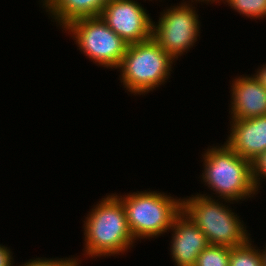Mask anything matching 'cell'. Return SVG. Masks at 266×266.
I'll return each instance as SVG.
<instances>
[{
  "label": "cell",
  "mask_w": 266,
  "mask_h": 266,
  "mask_svg": "<svg viewBox=\"0 0 266 266\" xmlns=\"http://www.w3.org/2000/svg\"><path fill=\"white\" fill-rule=\"evenodd\" d=\"M93 206L83 222L85 242L82 255L86 259L116 257L134 248L137 241L129 230L121 200L111 193Z\"/></svg>",
  "instance_id": "1"
},
{
  "label": "cell",
  "mask_w": 266,
  "mask_h": 266,
  "mask_svg": "<svg viewBox=\"0 0 266 266\" xmlns=\"http://www.w3.org/2000/svg\"><path fill=\"white\" fill-rule=\"evenodd\" d=\"M201 159L204 166L201 181L215 198L238 203L260 192L254 186L251 161L239 156L225 142L208 147Z\"/></svg>",
  "instance_id": "2"
},
{
  "label": "cell",
  "mask_w": 266,
  "mask_h": 266,
  "mask_svg": "<svg viewBox=\"0 0 266 266\" xmlns=\"http://www.w3.org/2000/svg\"><path fill=\"white\" fill-rule=\"evenodd\" d=\"M206 195L207 193L197 192L195 196L182 197V211L206 235L210 245L232 248L245 244L251 238V234L246 230L242 218L229 207L228 203L235 202L213 199L212 194Z\"/></svg>",
  "instance_id": "3"
},
{
  "label": "cell",
  "mask_w": 266,
  "mask_h": 266,
  "mask_svg": "<svg viewBox=\"0 0 266 266\" xmlns=\"http://www.w3.org/2000/svg\"><path fill=\"white\" fill-rule=\"evenodd\" d=\"M125 209L127 224L135 241L163 236L182 212V198L159 191L116 194Z\"/></svg>",
  "instance_id": "4"
},
{
  "label": "cell",
  "mask_w": 266,
  "mask_h": 266,
  "mask_svg": "<svg viewBox=\"0 0 266 266\" xmlns=\"http://www.w3.org/2000/svg\"><path fill=\"white\" fill-rule=\"evenodd\" d=\"M176 61L150 39L129 44L120 66V82L130 94L145 95L165 84Z\"/></svg>",
  "instance_id": "5"
},
{
  "label": "cell",
  "mask_w": 266,
  "mask_h": 266,
  "mask_svg": "<svg viewBox=\"0 0 266 266\" xmlns=\"http://www.w3.org/2000/svg\"><path fill=\"white\" fill-rule=\"evenodd\" d=\"M62 29L91 62L107 69L120 66L129 45L100 16L73 20Z\"/></svg>",
  "instance_id": "6"
},
{
  "label": "cell",
  "mask_w": 266,
  "mask_h": 266,
  "mask_svg": "<svg viewBox=\"0 0 266 266\" xmlns=\"http://www.w3.org/2000/svg\"><path fill=\"white\" fill-rule=\"evenodd\" d=\"M178 4L160 12L158 22L152 21V38L175 61L195 46L201 31L196 7L189 2Z\"/></svg>",
  "instance_id": "7"
},
{
  "label": "cell",
  "mask_w": 266,
  "mask_h": 266,
  "mask_svg": "<svg viewBox=\"0 0 266 266\" xmlns=\"http://www.w3.org/2000/svg\"><path fill=\"white\" fill-rule=\"evenodd\" d=\"M142 6L135 0H108L99 16L126 43H139L152 37L153 19Z\"/></svg>",
  "instance_id": "8"
},
{
  "label": "cell",
  "mask_w": 266,
  "mask_h": 266,
  "mask_svg": "<svg viewBox=\"0 0 266 266\" xmlns=\"http://www.w3.org/2000/svg\"><path fill=\"white\" fill-rule=\"evenodd\" d=\"M170 231L169 249L174 266H194L197 256L209 245L206 235L183 211L175 218Z\"/></svg>",
  "instance_id": "9"
},
{
  "label": "cell",
  "mask_w": 266,
  "mask_h": 266,
  "mask_svg": "<svg viewBox=\"0 0 266 266\" xmlns=\"http://www.w3.org/2000/svg\"><path fill=\"white\" fill-rule=\"evenodd\" d=\"M232 84V85H231ZM230 84L229 118L247 119L266 115V88L252 75L233 78Z\"/></svg>",
  "instance_id": "10"
},
{
  "label": "cell",
  "mask_w": 266,
  "mask_h": 266,
  "mask_svg": "<svg viewBox=\"0 0 266 266\" xmlns=\"http://www.w3.org/2000/svg\"><path fill=\"white\" fill-rule=\"evenodd\" d=\"M229 121L225 143L239 156L253 161L266 151V115Z\"/></svg>",
  "instance_id": "11"
},
{
  "label": "cell",
  "mask_w": 266,
  "mask_h": 266,
  "mask_svg": "<svg viewBox=\"0 0 266 266\" xmlns=\"http://www.w3.org/2000/svg\"><path fill=\"white\" fill-rule=\"evenodd\" d=\"M41 1V2H40ZM108 0H39L61 29L73 20L99 16ZM44 6V7H43ZM58 23V24H57Z\"/></svg>",
  "instance_id": "12"
},
{
  "label": "cell",
  "mask_w": 266,
  "mask_h": 266,
  "mask_svg": "<svg viewBox=\"0 0 266 266\" xmlns=\"http://www.w3.org/2000/svg\"><path fill=\"white\" fill-rule=\"evenodd\" d=\"M250 238L245 244L230 249L229 266H264L260 249Z\"/></svg>",
  "instance_id": "13"
},
{
  "label": "cell",
  "mask_w": 266,
  "mask_h": 266,
  "mask_svg": "<svg viewBox=\"0 0 266 266\" xmlns=\"http://www.w3.org/2000/svg\"><path fill=\"white\" fill-rule=\"evenodd\" d=\"M240 15L252 19H266V0H220Z\"/></svg>",
  "instance_id": "14"
},
{
  "label": "cell",
  "mask_w": 266,
  "mask_h": 266,
  "mask_svg": "<svg viewBox=\"0 0 266 266\" xmlns=\"http://www.w3.org/2000/svg\"><path fill=\"white\" fill-rule=\"evenodd\" d=\"M230 247L208 245L197 256L194 266H229Z\"/></svg>",
  "instance_id": "15"
},
{
  "label": "cell",
  "mask_w": 266,
  "mask_h": 266,
  "mask_svg": "<svg viewBox=\"0 0 266 266\" xmlns=\"http://www.w3.org/2000/svg\"><path fill=\"white\" fill-rule=\"evenodd\" d=\"M71 258H34L29 259L26 263L22 262L20 266H80L81 260L77 257Z\"/></svg>",
  "instance_id": "16"
},
{
  "label": "cell",
  "mask_w": 266,
  "mask_h": 266,
  "mask_svg": "<svg viewBox=\"0 0 266 266\" xmlns=\"http://www.w3.org/2000/svg\"><path fill=\"white\" fill-rule=\"evenodd\" d=\"M252 178L256 190L261 188V180H266V151L258 155L253 161H251ZM262 178V179H261Z\"/></svg>",
  "instance_id": "17"
},
{
  "label": "cell",
  "mask_w": 266,
  "mask_h": 266,
  "mask_svg": "<svg viewBox=\"0 0 266 266\" xmlns=\"http://www.w3.org/2000/svg\"><path fill=\"white\" fill-rule=\"evenodd\" d=\"M13 252L7 246L0 244V266H14Z\"/></svg>",
  "instance_id": "18"
},
{
  "label": "cell",
  "mask_w": 266,
  "mask_h": 266,
  "mask_svg": "<svg viewBox=\"0 0 266 266\" xmlns=\"http://www.w3.org/2000/svg\"><path fill=\"white\" fill-rule=\"evenodd\" d=\"M257 70V71H256ZM254 73V77L260 82V84L266 88V63L257 68Z\"/></svg>",
  "instance_id": "19"
},
{
  "label": "cell",
  "mask_w": 266,
  "mask_h": 266,
  "mask_svg": "<svg viewBox=\"0 0 266 266\" xmlns=\"http://www.w3.org/2000/svg\"><path fill=\"white\" fill-rule=\"evenodd\" d=\"M194 1H195V2H194ZM185 2H189V3H190V2H191V3H193V2H194V3L204 2V3H207V5H208V3H210V2H211V3H216V2H217V3H221L220 0H191V1L189 0V1H185Z\"/></svg>",
  "instance_id": "20"
},
{
  "label": "cell",
  "mask_w": 266,
  "mask_h": 266,
  "mask_svg": "<svg viewBox=\"0 0 266 266\" xmlns=\"http://www.w3.org/2000/svg\"><path fill=\"white\" fill-rule=\"evenodd\" d=\"M261 251V255H262V259H263V265L266 266V244L264 249L260 250Z\"/></svg>",
  "instance_id": "21"
}]
</instances>
